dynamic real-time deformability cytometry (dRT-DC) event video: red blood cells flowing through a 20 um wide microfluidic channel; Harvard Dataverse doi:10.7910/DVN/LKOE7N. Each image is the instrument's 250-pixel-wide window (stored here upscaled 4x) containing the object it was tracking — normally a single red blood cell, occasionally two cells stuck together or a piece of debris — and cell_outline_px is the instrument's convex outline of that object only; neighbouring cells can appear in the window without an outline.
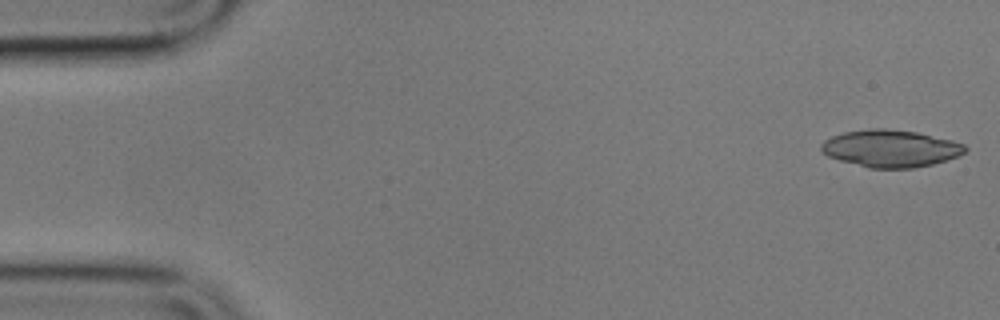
{"species": "common noctule bat (a hibernating species)", "species_latin": "Nyctalus noctula", "temperature_condition": "cold", "stored_images_in_passage": 5, "camera_frame_rate_fps": 3000, "um_per_image_px": 0.085, "animal": {"sex": "male", "body_mass_g": 17.9}, "frame": {"image": 1, "passage_image": 1, "time_ms": 0.0, "image_size_px": [1000, 320], "cell_outline_px": [[968, 148], [964, 152], [956, 156], [932, 164], [912, 168], [868, 168], [840, 160], [828, 156], [820, 152], [820, 144], [824, 140], [832, 136], [844, 132], [872, 128], [884, 128], [916, 132], [952, 140], [964, 144]], "centroid_in_image_um": [75.65, 12.61], "position_along_channel_um": 9.3, "area_um2": 31.1}}